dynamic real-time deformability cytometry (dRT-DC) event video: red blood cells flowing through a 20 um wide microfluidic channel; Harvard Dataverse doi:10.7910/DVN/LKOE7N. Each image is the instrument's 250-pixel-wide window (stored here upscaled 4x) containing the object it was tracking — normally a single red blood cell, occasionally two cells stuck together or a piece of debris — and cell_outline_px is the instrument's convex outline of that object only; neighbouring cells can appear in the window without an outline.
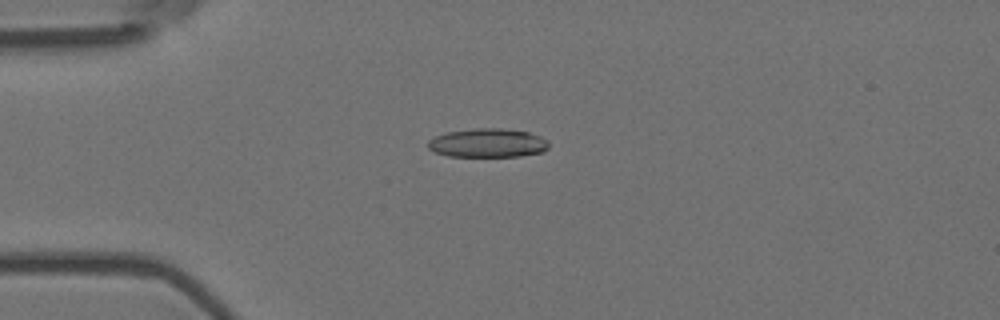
{"species": "Egyptian fruit bat (a non-hibernating species)", "species_latin": "Rousettus aegyptiacus", "temperature_condition": "room temperature", "stored_images_in_passage": 56, "camera_frame_rate_fps": 3000, "um_per_image_px": 0.085, "animal": {"sex": "female"}, "frame": {"image": 1, "passage_image": 14, "time_ms": 4.333, "image_size_px": [1000, 320], "cell_outline_px": [[548, 148], [544, 152], [520, 156], [448, 156], [436, 152], [428, 148], [428, 140], [436, 136], [448, 132], [472, 128], [500, 128], [528, 132], [540, 136], [548, 140]], "centroid_in_image_um": [41.48, 12.15], "position_along_channel_um": 43.5, "area_um2": 20.29}}
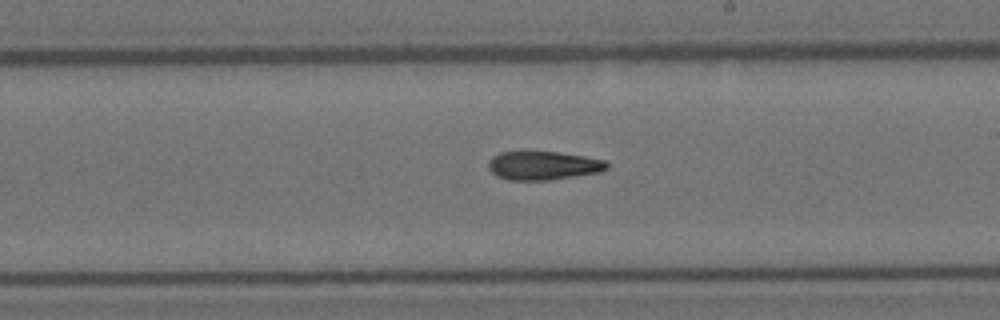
{"frame": {"image": 2, "passage_image": 32, "time_ms": 10.333, "image_size_px": [1000, 320], "cell_outline_px": [[608, 168], [600, 172], [548, 180], [508, 180], [496, 176], [488, 168], [488, 164], [492, 156], [500, 152], [524, 148], [556, 152], [584, 156], [604, 160], [608, 164]], "centroid_in_image_um": [46.1, 14.03], "position_along_channel_um": 242.9, "area_um2": 20.46}}
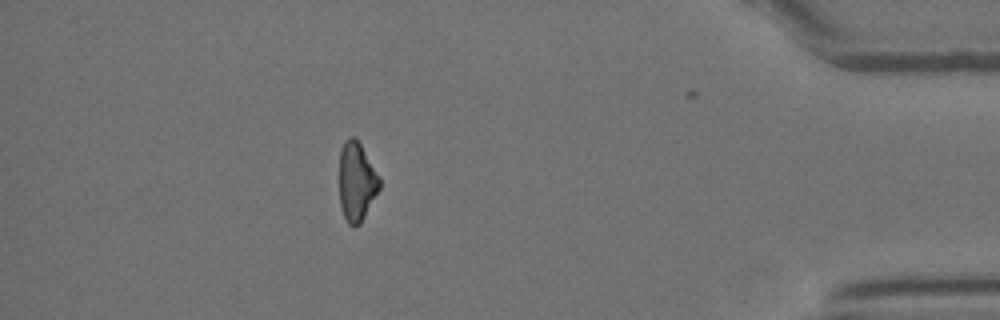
{"frame": {"image": 3, "passage_image": 49, "time_ms": 16.0, "image_size_px": [1000, 320], "cell_outline_px": [[380, 188], [360, 224], [356, 228], [352, 228], [348, 224], [344, 216], [340, 204], [340, 152], [344, 140], [348, 136], [352, 136], [360, 144], [380, 176]], "centroid_in_image_um": [30.31, 15.46], "position_along_channel_um": 404.9, "area_um2": 18.5}, "authors_computed_cell_mechanics": {"area_um2": 19.8832, "velocity_mm_per_s": 3.6838, "shape_relaxation_time_tau1_ms": null, "shape_relaxation_time_tau2_ms": 9.4044, "deformation_change_tau1": null, "deformation_change_tau2": 0.2308}}